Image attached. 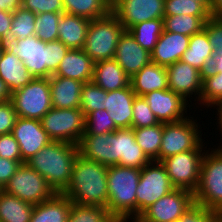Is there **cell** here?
Masks as SVG:
<instances>
[{"label":"cell","mask_w":222,"mask_h":222,"mask_svg":"<svg viewBox=\"0 0 222 222\" xmlns=\"http://www.w3.org/2000/svg\"><path fill=\"white\" fill-rule=\"evenodd\" d=\"M165 0H114L111 12L125 30L132 26L157 18H164Z\"/></svg>","instance_id":"5bb4252c"},{"label":"cell","mask_w":222,"mask_h":222,"mask_svg":"<svg viewBox=\"0 0 222 222\" xmlns=\"http://www.w3.org/2000/svg\"><path fill=\"white\" fill-rule=\"evenodd\" d=\"M210 12L213 17L222 18V0H212Z\"/></svg>","instance_id":"db71d44e"},{"label":"cell","mask_w":222,"mask_h":222,"mask_svg":"<svg viewBox=\"0 0 222 222\" xmlns=\"http://www.w3.org/2000/svg\"><path fill=\"white\" fill-rule=\"evenodd\" d=\"M128 31L143 49L151 53L164 31V21L163 18L144 21L132 26Z\"/></svg>","instance_id":"d6a6232c"},{"label":"cell","mask_w":222,"mask_h":222,"mask_svg":"<svg viewBox=\"0 0 222 222\" xmlns=\"http://www.w3.org/2000/svg\"><path fill=\"white\" fill-rule=\"evenodd\" d=\"M24 161H13L10 159L0 157V186H4L8 183L10 178L16 173V170L20 167Z\"/></svg>","instance_id":"681fc988"},{"label":"cell","mask_w":222,"mask_h":222,"mask_svg":"<svg viewBox=\"0 0 222 222\" xmlns=\"http://www.w3.org/2000/svg\"><path fill=\"white\" fill-rule=\"evenodd\" d=\"M67 222H118L107 207L80 205L71 202Z\"/></svg>","instance_id":"d590c367"},{"label":"cell","mask_w":222,"mask_h":222,"mask_svg":"<svg viewBox=\"0 0 222 222\" xmlns=\"http://www.w3.org/2000/svg\"><path fill=\"white\" fill-rule=\"evenodd\" d=\"M11 101L18 117L41 120L52 108L49 78H33L11 93Z\"/></svg>","instance_id":"52a82bcc"},{"label":"cell","mask_w":222,"mask_h":222,"mask_svg":"<svg viewBox=\"0 0 222 222\" xmlns=\"http://www.w3.org/2000/svg\"><path fill=\"white\" fill-rule=\"evenodd\" d=\"M213 52L207 32L203 29L190 37L188 49L183 53L181 60L205 73L210 69L209 62Z\"/></svg>","instance_id":"f546056e"},{"label":"cell","mask_w":222,"mask_h":222,"mask_svg":"<svg viewBox=\"0 0 222 222\" xmlns=\"http://www.w3.org/2000/svg\"><path fill=\"white\" fill-rule=\"evenodd\" d=\"M117 129L106 109L96 110L86 115L83 135H101L103 133H112Z\"/></svg>","instance_id":"b9f144b4"},{"label":"cell","mask_w":222,"mask_h":222,"mask_svg":"<svg viewBox=\"0 0 222 222\" xmlns=\"http://www.w3.org/2000/svg\"><path fill=\"white\" fill-rule=\"evenodd\" d=\"M90 20L62 13L58 23V40L69 49H83Z\"/></svg>","instance_id":"83f0119b"},{"label":"cell","mask_w":222,"mask_h":222,"mask_svg":"<svg viewBox=\"0 0 222 222\" xmlns=\"http://www.w3.org/2000/svg\"><path fill=\"white\" fill-rule=\"evenodd\" d=\"M210 17H198L187 14L164 16V30L191 37L204 29L205 22Z\"/></svg>","instance_id":"e575fe53"},{"label":"cell","mask_w":222,"mask_h":222,"mask_svg":"<svg viewBox=\"0 0 222 222\" xmlns=\"http://www.w3.org/2000/svg\"><path fill=\"white\" fill-rule=\"evenodd\" d=\"M132 222H141L137 218H134L133 220L131 219Z\"/></svg>","instance_id":"91938a15"},{"label":"cell","mask_w":222,"mask_h":222,"mask_svg":"<svg viewBox=\"0 0 222 222\" xmlns=\"http://www.w3.org/2000/svg\"><path fill=\"white\" fill-rule=\"evenodd\" d=\"M159 123L143 96H136L133 102L132 128L150 127Z\"/></svg>","instance_id":"7bdbcfd3"},{"label":"cell","mask_w":222,"mask_h":222,"mask_svg":"<svg viewBox=\"0 0 222 222\" xmlns=\"http://www.w3.org/2000/svg\"><path fill=\"white\" fill-rule=\"evenodd\" d=\"M202 3L209 11L211 10V2L212 0H194Z\"/></svg>","instance_id":"6f0895ef"},{"label":"cell","mask_w":222,"mask_h":222,"mask_svg":"<svg viewBox=\"0 0 222 222\" xmlns=\"http://www.w3.org/2000/svg\"><path fill=\"white\" fill-rule=\"evenodd\" d=\"M3 48H4V42H1V41H0V57H1V55H2V50H3Z\"/></svg>","instance_id":"680465c9"},{"label":"cell","mask_w":222,"mask_h":222,"mask_svg":"<svg viewBox=\"0 0 222 222\" xmlns=\"http://www.w3.org/2000/svg\"><path fill=\"white\" fill-rule=\"evenodd\" d=\"M78 145L52 141L25 163L42 175L55 193H62L68 186Z\"/></svg>","instance_id":"3957f363"},{"label":"cell","mask_w":222,"mask_h":222,"mask_svg":"<svg viewBox=\"0 0 222 222\" xmlns=\"http://www.w3.org/2000/svg\"><path fill=\"white\" fill-rule=\"evenodd\" d=\"M34 204L1 191L0 222H30Z\"/></svg>","instance_id":"4dcf8cb0"},{"label":"cell","mask_w":222,"mask_h":222,"mask_svg":"<svg viewBox=\"0 0 222 222\" xmlns=\"http://www.w3.org/2000/svg\"><path fill=\"white\" fill-rule=\"evenodd\" d=\"M215 108H216V110L217 111H215L216 112V114H217V116L218 117H216V120H218L217 122L218 123H215V124H218L217 125V127L220 129L219 131H221L220 132V135L222 136V103H219V104H217V105H215L214 106ZM218 118V119H217ZM222 139V138H221ZM222 141V140H221ZM217 148H222V144L221 145H219V146H217Z\"/></svg>","instance_id":"9f6ffc18"},{"label":"cell","mask_w":222,"mask_h":222,"mask_svg":"<svg viewBox=\"0 0 222 222\" xmlns=\"http://www.w3.org/2000/svg\"><path fill=\"white\" fill-rule=\"evenodd\" d=\"M71 201L62 193L34 205L30 222H67Z\"/></svg>","instance_id":"f1b7e54d"},{"label":"cell","mask_w":222,"mask_h":222,"mask_svg":"<svg viewBox=\"0 0 222 222\" xmlns=\"http://www.w3.org/2000/svg\"><path fill=\"white\" fill-rule=\"evenodd\" d=\"M79 155L104 166H115V131L101 135H83Z\"/></svg>","instance_id":"d6986e66"},{"label":"cell","mask_w":222,"mask_h":222,"mask_svg":"<svg viewBox=\"0 0 222 222\" xmlns=\"http://www.w3.org/2000/svg\"><path fill=\"white\" fill-rule=\"evenodd\" d=\"M93 71L94 61L83 49H69L53 75L86 83L92 81Z\"/></svg>","instance_id":"603a6c76"},{"label":"cell","mask_w":222,"mask_h":222,"mask_svg":"<svg viewBox=\"0 0 222 222\" xmlns=\"http://www.w3.org/2000/svg\"><path fill=\"white\" fill-rule=\"evenodd\" d=\"M150 161L136 143L132 127L115 130V165L142 169Z\"/></svg>","instance_id":"ffe728a7"},{"label":"cell","mask_w":222,"mask_h":222,"mask_svg":"<svg viewBox=\"0 0 222 222\" xmlns=\"http://www.w3.org/2000/svg\"><path fill=\"white\" fill-rule=\"evenodd\" d=\"M0 78L6 83L9 91L21 89L27 85L34 76L18 56L10 53L5 47L0 57Z\"/></svg>","instance_id":"4316f807"},{"label":"cell","mask_w":222,"mask_h":222,"mask_svg":"<svg viewBox=\"0 0 222 222\" xmlns=\"http://www.w3.org/2000/svg\"><path fill=\"white\" fill-rule=\"evenodd\" d=\"M35 13L22 6L13 12L12 25L9 31V40L14 41L35 35Z\"/></svg>","instance_id":"74e56055"},{"label":"cell","mask_w":222,"mask_h":222,"mask_svg":"<svg viewBox=\"0 0 222 222\" xmlns=\"http://www.w3.org/2000/svg\"><path fill=\"white\" fill-rule=\"evenodd\" d=\"M11 134L19 144L21 158L24 162L52 142L43 129L41 121L37 119L18 117Z\"/></svg>","instance_id":"e0dca14e"},{"label":"cell","mask_w":222,"mask_h":222,"mask_svg":"<svg viewBox=\"0 0 222 222\" xmlns=\"http://www.w3.org/2000/svg\"><path fill=\"white\" fill-rule=\"evenodd\" d=\"M203 142L195 149L178 153L161 161L175 188L194 193L199 183L202 159L207 146ZM205 149V150H204Z\"/></svg>","instance_id":"30bf717a"},{"label":"cell","mask_w":222,"mask_h":222,"mask_svg":"<svg viewBox=\"0 0 222 222\" xmlns=\"http://www.w3.org/2000/svg\"><path fill=\"white\" fill-rule=\"evenodd\" d=\"M190 37L179 33L163 31L151 52L152 63L169 66L181 60L188 49Z\"/></svg>","instance_id":"44dd1931"},{"label":"cell","mask_w":222,"mask_h":222,"mask_svg":"<svg viewBox=\"0 0 222 222\" xmlns=\"http://www.w3.org/2000/svg\"><path fill=\"white\" fill-rule=\"evenodd\" d=\"M52 107L58 109L80 108L81 81L52 75L49 78Z\"/></svg>","instance_id":"cb8c5ba5"},{"label":"cell","mask_w":222,"mask_h":222,"mask_svg":"<svg viewBox=\"0 0 222 222\" xmlns=\"http://www.w3.org/2000/svg\"><path fill=\"white\" fill-rule=\"evenodd\" d=\"M6 100H11V92L6 83L0 78V102Z\"/></svg>","instance_id":"11a10c76"},{"label":"cell","mask_w":222,"mask_h":222,"mask_svg":"<svg viewBox=\"0 0 222 222\" xmlns=\"http://www.w3.org/2000/svg\"><path fill=\"white\" fill-rule=\"evenodd\" d=\"M210 70L214 73L222 72V54L213 52L209 62Z\"/></svg>","instance_id":"f5cc1de1"},{"label":"cell","mask_w":222,"mask_h":222,"mask_svg":"<svg viewBox=\"0 0 222 222\" xmlns=\"http://www.w3.org/2000/svg\"><path fill=\"white\" fill-rule=\"evenodd\" d=\"M13 13L0 10V41L9 40V31L12 25Z\"/></svg>","instance_id":"f907efd6"},{"label":"cell","mask_w":222,"mask_h":222,"mask_svg":"<svg viewBox=\"0 0 222 222\" xmlns=\"http://www.w3.org/2000/svg\"><path fill=\"white\" fill-rule=\"evenodd\" d=\"M3 191L34 205L50 199L55 194L46 179L26 163L20 165Z\"/></svg>","instance_id":"7c38bea8"},{"label":"cell","mask_w":222,"mask_h":222,"mask_svg":"<svg viewBox=\"0 0 222 222\" xmlns=\"http://www.w3.org/2000/svg\"><path fill=\"white\" fill-rule=\"evenodd\" d=\"M62 13L46 12L35 15V35L44 42L58 40V23Z\"/></svg>","instance_id":"ab89813d"},{"label":"cell","mask_w":222,"mask_h":222,"mask_svg":"<svg viewBox=\"0 0 222 222\" xmlns=\"http://www.w3.org/2000/svg\"><path fill=\"white\" fill-rule=\"evenodd\" d=\"M0 157L13 161H23L19 144L11 133L0 135Z\"/></svg>","instance_id":"c3c4849f"},{"label":"cell","mask_w":222,"mask_h":222,"mask_svg":"<svg viewBox=\"0 0 222 222\" xmlns=\"http://www.w3.org/2000/svg\"><path fill=\"white\" fill-rule=\"evenodd\" d=\"M40 121L52 141L78 145L85 131L86 116L80 108L52 107Z\"/></svg>","instance_id":"9c48e42d"},{"label":"cell","mask_w":222,"mask_h":222,"mask_svg":"<svg viewBox=\"0 0 222 222\" xmlns=\"http://www.w3.org/2000/svg\"><path fill=\"white\" fill-rule=\"evenodd\" d=\"M194 203L193 192L175 188L146 208L137 219L141 222H177Z\"/></svg>","instance_id":"4fadbf2b"},{"label":"cell","mask_w":222,"mask_h":222,"mask_svg":"<svg viewBox=\"0 0 222 222\" xmlns=\"http://www.w3.org/2000/svg\"><path fill=\"white\" fill-rule=\"evenodd\" d=\"M190 115L177 122L163 123V135L159 150V162L190 150H195L203 141L201 127Z\"/></svg>","instance_id":"ba28073f"},{"label":"cell","mask_w":222,"mask_h":222,"mask_svg":"<svg viewBox=\"0 0 222 222\" xmlns=\"http://www.w3.org/2000/svg\"><path fill=\"white\" fill-rule=\"evenodd\" d=\"M198 103L208 108L222 103V72L214 73L210 69L203 73L202 91Z\"/></svg>","instance_id":"8d00e7d4"},{"label":"cell","mask_w":222,"mask_h":222,"mask_svg":"<svg viewBox=\"0 0 222 222\" xmlns=\"http://www.w3.org/2000/svg\"><path fill=\"white\" fill-rule=\"evenodd\" d=\"M143 98L161 123L177 122L185 119L188 117V107L189 110L190 106L192 107L189 102L170 89L151 91L146 93Z\"/></svg>","instance_id":"2e32d148"},{"label":"cell","mask_w":222,"mask_h":222,"mask_svg":"<svg viewBox=\"0 0 222 222\" xmlns=\"http://www.w3.org/2000/svg\"><path fill=\"white\" fill-rule=\"evenodd\" d=\"M136 143L151 161H159L163 123L150 127L133 128Z\"/></svg>","instance_id":"836d02e7"},{"label":"cell","mask_w":222,"mask_h":222,"mask_svg":"<svg viewBox=\"0 0 222 222\" xmlns=\"http://www.w3.org/2000/svg\"><path fill=\"white\" fill-rule=\"evenodd\" d=\"M1 10L15 12L21 7V0H0Z\"/></svg>","instance_id":"816d5d0a"},{"label":"cell","mask_w":222,"mask_h":222,"mask_svg":"<svg viewBox=\"0 0 222 222\" xmlns=\"http://www.w3.org/2000/svg\"><path fill=\"white\" fill-rule=\"evenodd\" d=\"M177 222H222V212L195 202L179 217Z\"/></svg>","instance_id":"ee69618b"},{"label":"cell","mask_w":222,"mask_h":222,"mask_svg":"<svg viewBox=\"0 0 222 222\" xmlns=\"http://www.w3.org/2000/svg\"><path fill=\"white\" fill-rule=\"evenodd\" d=\"M141 169L115 165L108 167L107 209L118 221L136 218V189Z\"/></svg>","instance_id":"277c9868"},{"label":"cell","mask_w":222,"mask_h":222,"mask_svg":"<svg viewBox=\"0 0 222 222\" xmlns=\"http://www.w3.org/2000/svg\"><path fill=\"white\" fill-rule=\"evenodd\" d=\"M174 189L164 165L159 161H150L141 169L136 189V218Z\"/></svg>","instance_id":"8fae6325"},{"label":"cell","mask_w":222,"mask_h":222,"mask_svg":"<svg viewBox=\"0 0 222 222\" xmlns=\"http://www.w3.org/2000/svg\"><path fill=\"white\" fill-rule=\"evenodd\" d=\"M130 85L136 96L169 89L166 67L151 62L130 78Z\"/></svg>","instance_id":"484cf974"},{"label":"cell","mask_w":222,"mask_h":222,"mask_svg":"<svg viewBox=\"0 0 222 222\" xmlns=\"http://www.w3.org/2000/svg\"><path fill=\"white\" fill-rule=\"evenodd\" d=\"M136 94L131 85L107 92L105 109L118 129L131 128L133 117V102Z\"/></svg>","instance_id":"7402d4cb"},{"label":"cell","mask_w":222,"mask_h":222,"mask_svg":"<svg viewBox=\"0 0 222 222\" xmlns=\"http://www.w3.org/2000/svg\"><path fill=\"white\" fill-rule=\"evenodd\" d=\"M213 51L222 54V18L211 16L204 25Z\"/></svg>","instance_id":"bcb514c9"},{"label":"cell","mask_w":222,"mask_h":222,"mask_svg":"<svg viewBox=\"0 0 222 222\" xmlns=\"http://www.w3.org/2000/svg\"><path fill=\"white\" fill-rule=\"evenodd\" d=\"M65 13L94 20L111 12L110 0H63Z\"/></svg>","instance_id":"1f68e13d"},{"label":"cell","mask_w":222,"mask_h":222,"mask_svg":"<svg viewBox=\"0 0 222 222\" xmlns=\"http://www.w3.org/2000/svg\"><path fill=\"white\" fill-rule=\"evenodd\" d=\"M18 119V114L14 109L11 100L0 102V135L12 132L14 125Z\"/></svg>","instance_id":"7dc6e473"},{"label":"cell","mask_w":222,"mask_h":222,"mask_svg":"<svg viewBox=\"0 0 222 222\" xmlns=\"http://www.w3.org/2000/svg\"><path fill=\"white\" fill-rule=\"evenodd\" d=\"M108 167L83 158L74 161L70 182L62 192L71 202L80 205L107 207Z\"/></svg>","instance_id":"6da1fadb"},{"label":"cell","mask_w":222,"mask_h":222,"mask_svg":"<svg viewBox=\"0 0 222 222\" xmlns=\"http://www.w3.org/2000/svg\"><path fill=\"white\" fill-rule=\"evenodd\" d=\"M21 6L35 14L46 12L65 13L63 0H21Z\"/></svg>","instance_id":"f6af8a7d"},{"label":"cell","mask_w":222,"mask_h":222,"mask_svg":"<svg viewBox=\"0 0 222 222\" xmlns=\"http://www.w3.org/2000/svg\"><path fill=\"white\" fill-rule=\"evenodd\" d=\"M166 71L170 90L180 95L187 102H191L190 96H193V101L199 102L203 77L201 71L182 60L167 66Z\"/></svg>","instance_id":"9a60e30c"},{"label":"cell","mask_w":222,"mask_h":222,"mask_svg":"<svg viewBox=\"0 0 222 222\" xmlns=\"http://www.w3.org/2000/svg\"><path fill=\"white\" fill-rule=\"evenodd\" d=\"M193 195L196 203L222 212V148L205 151Z\"/></svg>","instance_id":"8992f818"},{"label":"cell","mask_w":222,"mask_h":222,"mask_svg":"<svg viewBox=\"0 0 222 222\" xmlns=\"http://www.w3.org/2000/svg\"><path fill=\"white\" fill-rule=\"evenodd\" d=\"M107 92L93 81L86 82L81 88L80 109L86 115L96 110L105 109Z\"/></svg>","instance_id":"f35d334b"},{"label":"cell","mask_w":222,"mask_h":222,"mask_svg":"<svg viewBox=\"0 0 222 222\" xmlns=\"http://www.w3.org/2000/svg\"><path fill=\"white\" fill-rule=\"evenodd\" d=\"M4 47L19 57L34 78H50L69 50L59 40L44 42L36 35L5 41Z\"/></svg>","instance_id":"7a4b0ae2"},{"label":"cell","mask_w":222,"mask_h":222,"mask_svg":"<svg viewBox=\"0 0 222 222\" xmlns=\"http://www.w3.org/2000/svg\"><path fill=\"white\" fill-rule=\"evenodd\" d=\"M114 59L130 78L152 62L151 53L143 49L127 30L119 38Z\"/></svg>","instance_id":"ac0fdd59"},{"label":"cell","mask_w":222,"mask_h":222,"mask_svg":"<svg viewBox=\"0 0 222 222\" xmlns=\"http://www.w3.org/2000/svg\"><path fill=\"white\" fill-rule=\"evenodd\" d=\"M124 31L125 28L112 12L103 18L91 20L83 51L94 62L113 59Z\"/></svg>","instance_id":"5b68a950"},{"label":"cell","mask_w":222,"mask_h":222,"mask_svg":"<svg viewBox=\"0 0 222 222\" xmlns=\"http://www.w3.org/2000/svg\"><path fill=\"white\" fill-rule=\"evenodd\" d=\"M187 14L198 17H211V12L194 0H165L164 16Z\"/></svg>","instance_id":"60d3db41"},{"label":"cell","mask_w":222,"mask_h":222,"mask_svg":"<svg viewBox=\"0 0 222 222\" xmlns=\"http://www.w3.org/2000/svg\"><path fill=\"white\" fill-rule=\"evenodd\" d=\"M92 81L106 92L130 85V77L114 58L94 62Z\"/></svg>","instance_id":"d4e9b609"}]
</instances>
